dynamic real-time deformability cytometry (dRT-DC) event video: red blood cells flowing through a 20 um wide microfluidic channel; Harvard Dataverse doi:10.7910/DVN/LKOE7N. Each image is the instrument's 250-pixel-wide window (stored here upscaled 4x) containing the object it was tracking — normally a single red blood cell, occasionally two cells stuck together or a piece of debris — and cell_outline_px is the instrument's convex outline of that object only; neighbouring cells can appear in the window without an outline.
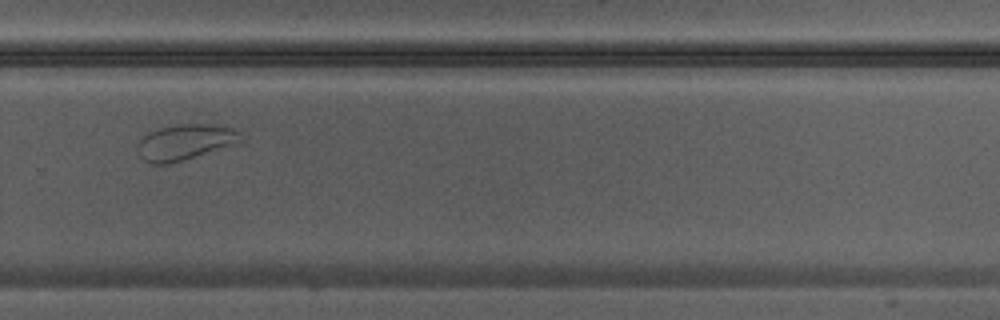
{"species": "Egyptian fruit bat (a non-hibernating species)", "species_latin": "Rousettus aegyptiacus", "temperature_condition": "warm", "stored_images_in_passage": 23, "camera_frame_rate_fps": 3000, "um_per_image_px": 0.085, "animal": {"sex": "male"}, "frame": {"image": 1, "passage_image": 14, "time_ms": 4.333, "image_size_px": [1000, 320], "cell_outline_px": [[244, 140], [240, 144], [168, 164], [148, 164], [136, 152], [136, 144], [148, 132], [156, 128], [180, 124], [216, 124], [232, 128], [240, 132]], "centroid_in_image_um": [15.75, 12.08], "position_along_channel_um": 314.0, "area_um2": 22.02}}